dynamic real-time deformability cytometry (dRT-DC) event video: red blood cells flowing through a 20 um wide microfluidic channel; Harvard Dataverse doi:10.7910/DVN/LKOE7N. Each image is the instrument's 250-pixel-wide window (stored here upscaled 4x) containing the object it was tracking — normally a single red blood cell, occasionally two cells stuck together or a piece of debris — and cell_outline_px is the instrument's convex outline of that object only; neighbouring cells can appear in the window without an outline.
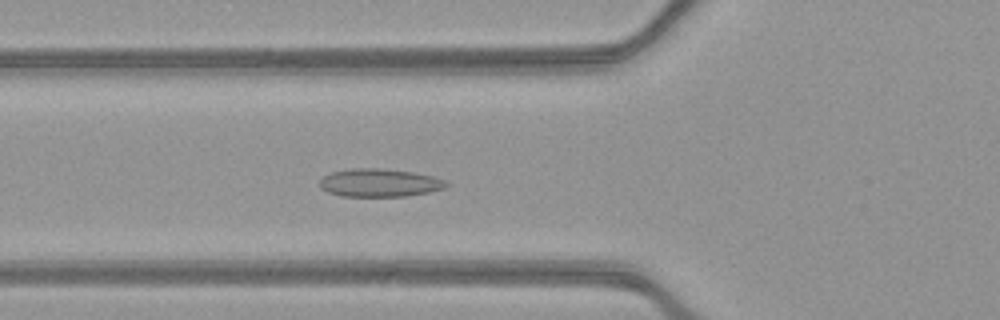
{"species": "common noctule bat (a hibernating species)", "species_latin": "Nyctalus noctula", "temperature_condition": "warm", "stored_images_in_passage": 53, "camera_frame_rate_fps": 3000, "um_per_image_px": 0.085, "animal": {"sex": "female", "body_mass_g": 21.9}, "frame": {"image": 1, "passage_image": 20, "time_ms": 6.333, "image_size_px": [1000, 320], "cell_outline_px": [[448, 184], [444, 188], [428, 192], [404, 196], [344, 196], [328, 192], [320, 188], [320, 180], [324, 176], [332, 172], [352, 168], [380, 168], [412, 172], [432, 176], [448, 180]], "centroid_in_image_um": [32.26, 15.53], "position_along_channel_um": 93.5, "area_um2": 20.58}}
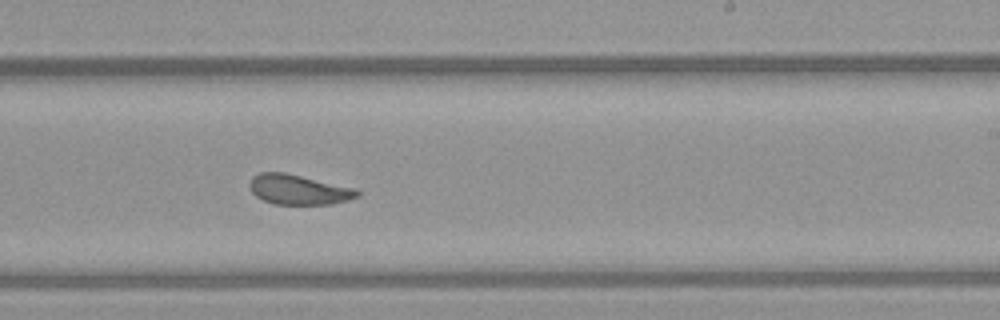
{"frame": {"image": 2, "passage_image": 33, "time_ms": 10.667, "image_size_px": [1000, 320], "cell_outline_px": [[360, 196], [348, 200], [332, 204], [272, 204], [256, 196], [252, 192], [248, 184], [252, 176], [260, 172], [284, 172], [356, 188], [360, 192]], "centroid_in_image_um": [25.38, 16.11], "position_along_channel_um": 263.6, "area_um2": 18.9}}
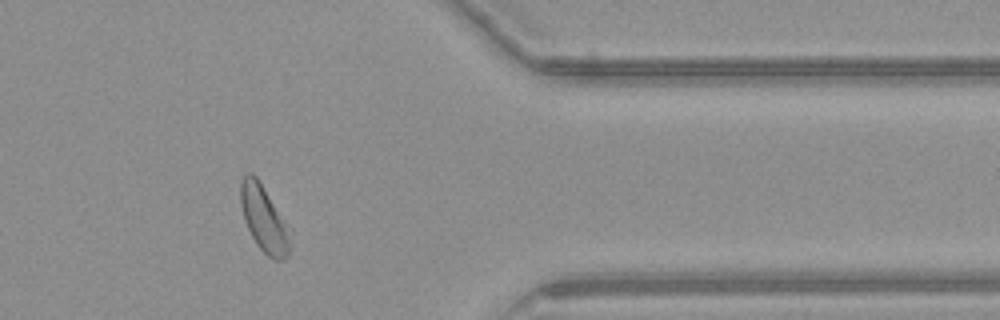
{"frame": {"image": 3, "passage_image": 44, "time_ms": 14.333, "image_size_px": [1000, 320], "cell_outline_px": [[292, 232], [288, 256], [284, 260], [272, 260], [256, 244], [244, 220], [240, 204], [240, 184], [244, 176], [248, 172], [252, 172], [260, 180], [292, 228]], "centroid_in_image_um": [22.49, 18.59], "position_along_channel_um": 388.9, "area_um2": 19.88}, "authors_computed_cell_mechanics": {"area_um2": 20.3456, "velocity_mm_per_s": 3.9091, "shape_relaxation_time_tau1_ms": null, "shape_relaxation_time_tau2_ms": 3.1807, "deformation_change_tau1": null, "deformation_change_tau2": 0.0857}}